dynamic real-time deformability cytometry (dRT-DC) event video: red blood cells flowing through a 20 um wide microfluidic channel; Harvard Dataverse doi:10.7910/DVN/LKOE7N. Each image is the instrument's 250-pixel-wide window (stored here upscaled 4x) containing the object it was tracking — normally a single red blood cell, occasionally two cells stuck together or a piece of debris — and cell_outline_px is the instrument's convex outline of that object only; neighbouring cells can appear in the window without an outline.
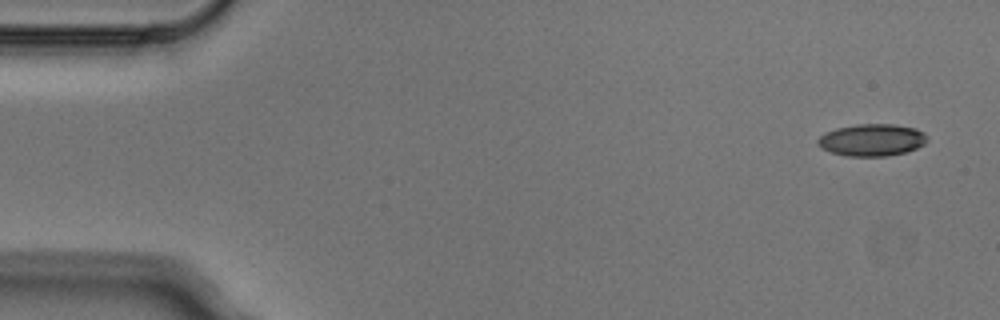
{"species": "Egyptian fruit bat (a non-hibernating species)", "species_latin": "Rousettus aegyptiacus", "temperature_condition": "cold", "stored_images_in_passage": 5, "segment_of_instrument_passage": [1, 2], "camera_frame_rate_fps": 3000, "um_per_image_px": 0.085, "animal": {"sex": "male"}, "frame": {"image": 1, "passage_image": 1, "time_ms": 0.0, "image_size_px": [1000, 320], "cell_outline_px": [[928, 140], [924, 144], [916, 148], [904, 152], [884, 156], [848, 156], [832, 152], [820, 148], [816, 144], [816, 140], [824, 132], [836, 128], [856, 124], [892, 124], [916, 128], [924, 132], [928, 136]], "centroid_in_image_um": [74.09, 11.88], "position_along_channel_um": 10.9, "area_um2": 20.58}}
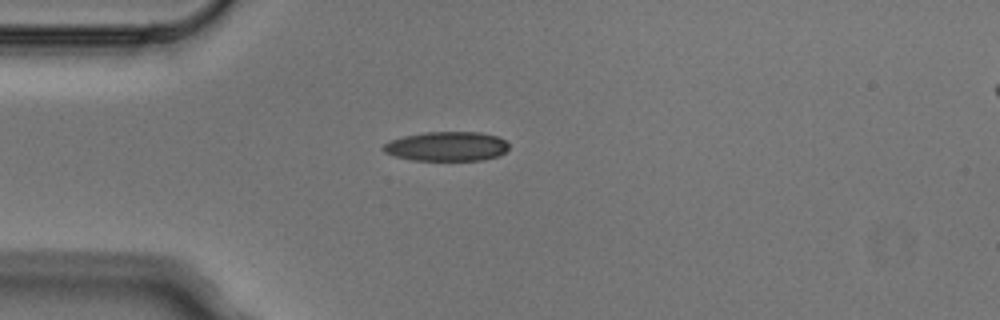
{"frame": {"image": 2, "passage_image": 4, "time_ms": 1.0, "image_size_px": [1000, 320], "cell_outline_px": [[508, 148], [504, 152], [496, 156], [480, 160], [412, 160], [396, 156], [384, 152], [380, 148], [388, 140], [404, 136], [424, 132], [480, 132], [496, 136], [504, 140], [508, 144]], "centroid_in_image_um": [37.92, 12.43], "position_along_channel_um": 47.1, "area_um2": 21.44}}